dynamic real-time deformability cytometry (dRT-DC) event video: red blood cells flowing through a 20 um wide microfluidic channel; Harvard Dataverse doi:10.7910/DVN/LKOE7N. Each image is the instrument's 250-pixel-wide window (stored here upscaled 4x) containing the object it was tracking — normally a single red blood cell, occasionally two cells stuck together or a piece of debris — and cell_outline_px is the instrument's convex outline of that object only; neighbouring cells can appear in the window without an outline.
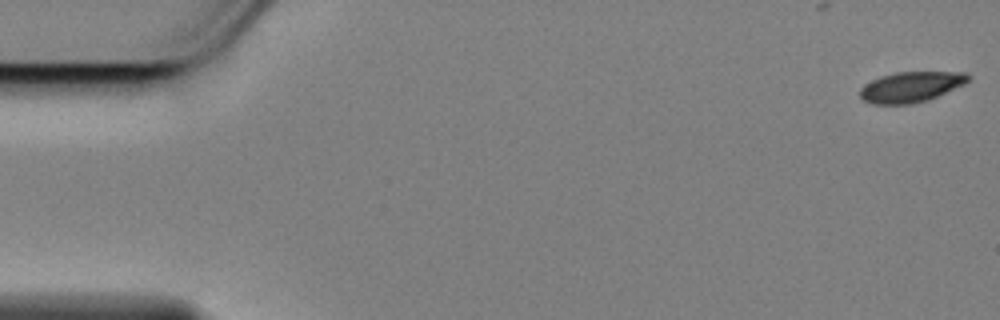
{"species": "Egyptian fruit bat (a non-hibernating species)", "species_latin": "Rousettus aegyptiacus", "temperature_condition": "cold", "stored_images_in_passage": 17, "camera_frame_rate_fps": 3000, "um_per_image_px": 0.085, "animal": {"sex": "female"}, "frame": {"image": 1, "passage_image": 1, "time_ms": 0.0, "image_size_px": [1000, 320], "cell_outline_px": [[972, 76], [964, 84], [928, 100], [912, 104], [872, 104], [864, 100], [860, 96], [860, 88], [864, 84], [880, 76], [896, 72], [968, 72]], "centroid_in_image_um": [77.43, 7.38], "position_along_channel_um": 7.6, "area_um2": 19.25}}
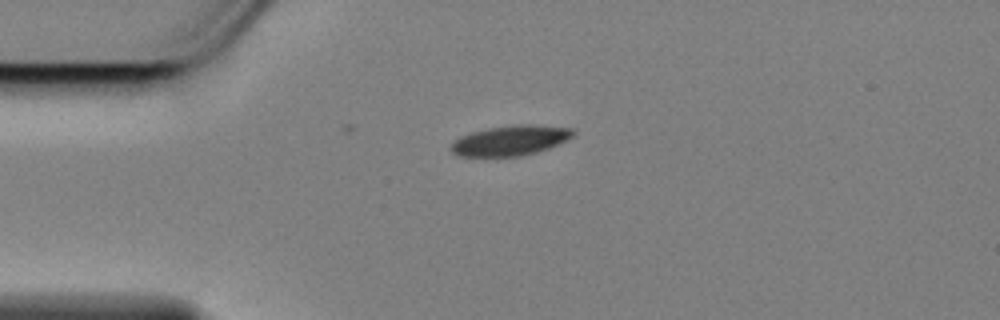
{"frame": {"image": 2, "passage_image": 14, "time_ms": 4.333, "image_size_px": [1000, 320], "cell_outline_px": [[576, 136], [548, 148], [536, 152], [520, 156], [456, 156], [448, 148], [460, 136], [472, 132], [488, 128], [520, 124], [536, 124], [572, 128], [576, 132]], "centroid_in_image_um": [43.41, 11.93], "position_along_channel_um": 41.6, "area_um2": 21.5}}